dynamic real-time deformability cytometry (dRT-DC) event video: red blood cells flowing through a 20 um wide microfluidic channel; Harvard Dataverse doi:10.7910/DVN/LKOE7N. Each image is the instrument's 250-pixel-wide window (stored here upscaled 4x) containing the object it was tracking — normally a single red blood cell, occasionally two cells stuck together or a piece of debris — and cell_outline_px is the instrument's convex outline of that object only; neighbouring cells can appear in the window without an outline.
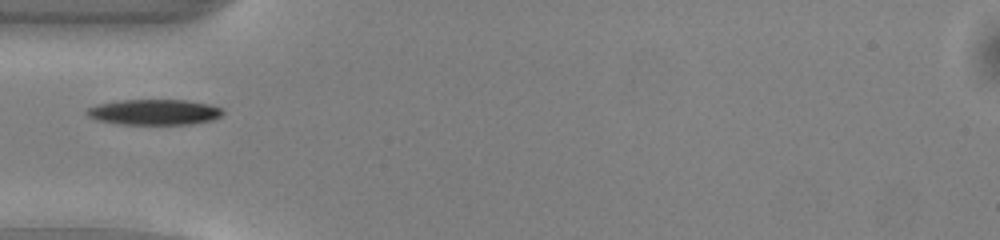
{"species": "common noctule bat (a hibernating species)", "species_latin": "Nyctalus noctula", "temperature_condition": "warm", "stored_images_in_passage": 35, "camera_frame_rate_fps": 3000, "um_per_image_px": 0.085, "animal": {"sex": "male", "body_mass_g": 13.0, "forearm_length_mm": 53.1}, "frame": {"image": 1, "passage_image": 1, "time_ms": 0.0, "image_size_px": [1000, 240], "cell_outline_px": [[224, 112], [220, 116], [212, 120], [188, 124], [120, 124], [96, 120], [88, 116], [84, 112], [88, 108], [100, 104], [124, 100], [184, 100], [208, 104], [220, 108]], "centroid_in_image_um": [13.09, 9.53], "position_along_channel_um": 71.9, "area_um2": 20.0}}
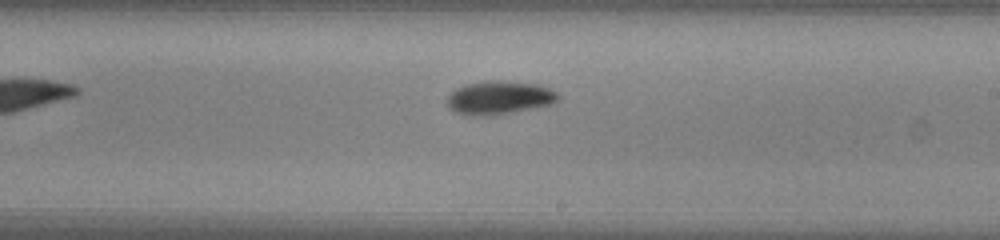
{"frame": {"image": 2, "passage_image": 14, "time_ms": 4.333, "image_size_px": [1000, 240], "cell_outline_px": [[560, 96], [552, 104], [492, 116], [484, 116], [456, 112], [448, 108], [448, 96], [456, 88], [464, 84], [484, 80], [500, 80], [536, 84], [548, 88], [556, 92]], "centroid_in_image_um": [42.42, 8.29], "position_along_channel_um": 246.6, "area_um2": 21.5}}
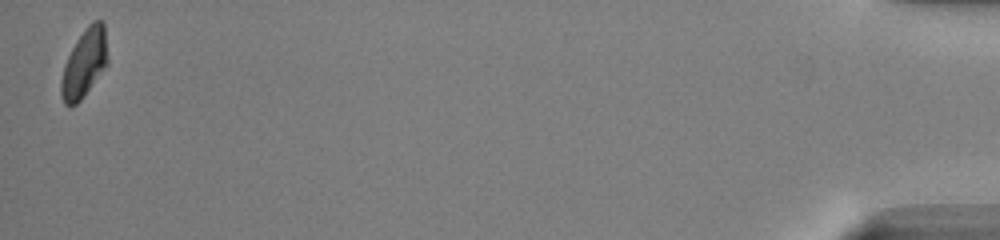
{"frame": {"image": 3, "passage_image": 35, "time_ms": 11.333, "image_size_px": [1000, 240], "cell_outline_px": [[108, 64], [80, 100], [76, 104], [68, 108], [64, 104], [60, 96], [60, 80], [64, 64], [76, 40], [88, 24], [92, 20], [104, 20], [108, 60]], "centroid_in_image_um": [7.15, 5.37], "position_along_channel_um": 428.0, "area_um2": 18.73}}